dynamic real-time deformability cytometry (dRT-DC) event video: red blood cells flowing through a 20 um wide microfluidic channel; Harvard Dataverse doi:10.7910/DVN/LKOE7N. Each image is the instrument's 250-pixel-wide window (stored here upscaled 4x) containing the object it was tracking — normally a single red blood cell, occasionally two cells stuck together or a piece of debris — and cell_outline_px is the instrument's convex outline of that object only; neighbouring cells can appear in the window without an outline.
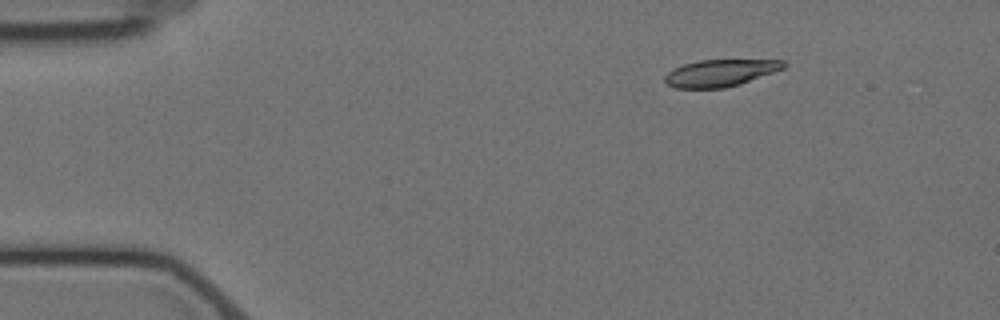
{"species": "Egyptian fruit bat (a non-hibernating species)", "species_latin": "Rousettus aegyptiacus", "temperature_condition": "cold", "stored_images_in_passage": 4, "camera_frame_rate_fps": 3000, "um_per_image_px": 0.085, "animal": {"sex": "female"}, "frame": {"image": 1, "passage_image": 1, "time_ms": 0.0, "image_size_px": [1000, 320], "cell_outline_px": [[788, 64], [784, 68], [740, 84], [724, 88], [676, 88], [668, 84], [664, 80], [664, 76], [672, 68], [684, 64], [700, 60], [784, 60]], "centroid_in_image_um": [61.21, 6.2], "position_along_channel_um": 23.8, "area_um2": 18.61}}